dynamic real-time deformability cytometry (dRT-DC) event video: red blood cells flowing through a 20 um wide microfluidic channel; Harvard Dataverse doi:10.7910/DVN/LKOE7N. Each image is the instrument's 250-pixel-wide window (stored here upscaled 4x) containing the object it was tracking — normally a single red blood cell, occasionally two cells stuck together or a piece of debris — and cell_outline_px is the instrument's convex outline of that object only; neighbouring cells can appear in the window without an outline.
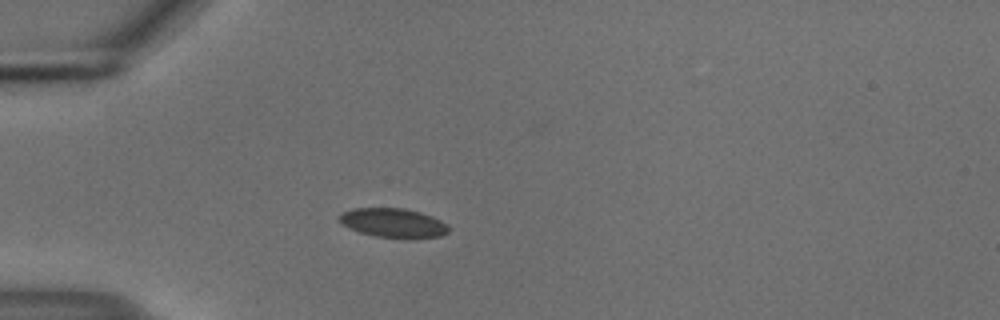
{"species": "common noctule bat (a hibernating species)", "species_latin": "Nyctalus noctula", "temperature_condition": "cold", "stored_images_in_passage": 40, "camera_frame_rate_fps": 3000, "um_per_image_px": 0.085, "animal": {"sex": "male", "body_mass_g": 18.8}, "frame": {"image": 1, "passage_image": 1, "time_ms": 0.0, "image_size_px": [1000, 320], "cell_outline_px": [[448, 232], [440, 236], [376, 236], [360, 232], [348, 228], [340, 224], [336, 220], [336, 216], [352, 208], [404, 208], [420, 212], [432, 216], [448, 224]], "centroid_in_image_um": [33.33, 18.9], "position_along_channel_um": 51.7, "area_um2": 18.21}}
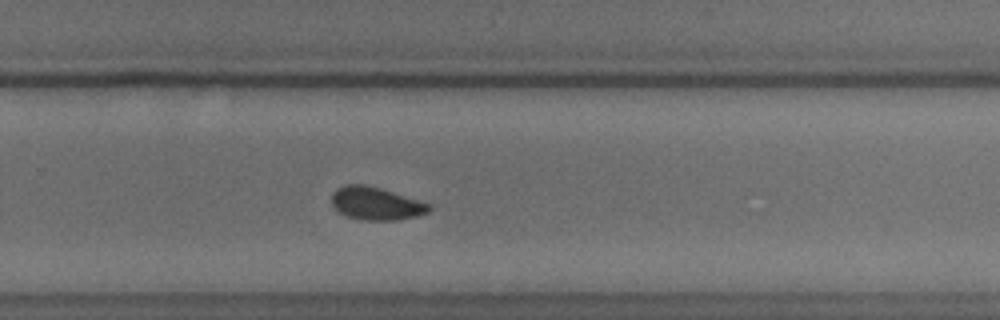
{"frame": {"image": 2, "passage_image": 22, "time_ms": 7.0, "image_size_px": [1000, 320], "cell_outline_px": [[432, 208], [428, 212], [416, 216], [400, 220], [364, 220], [348, 216], [332, 208], [332, 192], [336, 188], [344, 184], [364, 184], [380, 188], [432, 204]], "centroid_in_image_um": [31.95, 17.29], "position_along_channel_um": 297.8, "area_um2": 18.79}}
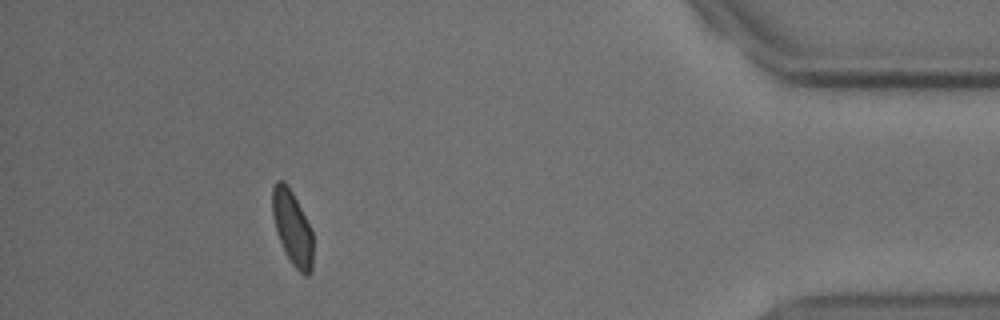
{"frame": {"image": 3, "passage_image": 35, "time_ms": 11.333, "image_size_px": [1000, 320], "cell_outline_px": [[312, 272], [308, 276], [304, 276], [292, 264], [276, 232], [272, 216], [272, 188], [276, 180], [284, 180], [292, 192], [312, 232]], "centroid_in_image_um": [24.83, 19.36], "position_along_channel_um": 410.4, "area_um2": 17.34}, "authors_computed_cell_mechanics": {"area_um2": 18.5538, "velocity_mm_per_s": 3.7163, "shape_relaxation_time_tau1_ms": 3.3114, "shape_relaxation_time_tau2_ms": null, "deformation_change_tau1": 0.0783, "deformation_change_tau2": null}}